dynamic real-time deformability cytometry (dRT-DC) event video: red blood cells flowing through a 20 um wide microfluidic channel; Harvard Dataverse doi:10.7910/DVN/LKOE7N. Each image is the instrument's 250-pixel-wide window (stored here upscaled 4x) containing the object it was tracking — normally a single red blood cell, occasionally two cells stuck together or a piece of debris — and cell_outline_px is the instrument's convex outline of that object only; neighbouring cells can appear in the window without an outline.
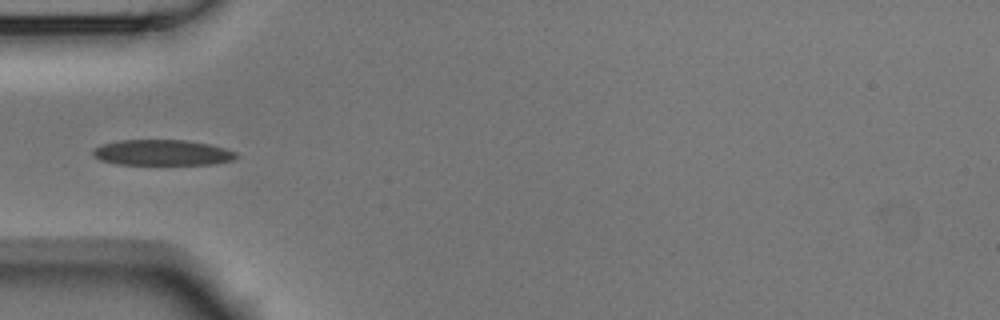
{"species": "Egyptian fruit bat (a non-hibernating species)", "species_latin": "Rousettus aegyptiacus", "temperature_condition": "room temperature", "stored_images_in_passage": 4, "camera_frame_rate_fps": 3000, "um_per_image_px": 0.085, "animal": {"sex": "male"}, "frame": {"image": 1, "passage_image": 4, "time_ms": 1.0, "image_size_px": [1000, 320], "cell_outline_px": [[236, 156], [232, 160], [216, 164], [116, 164], [100, 160], [92, 156], [92, 148], [104, 144], [120, 140], [184, 140], [208, 144], [224, 148], [236, 152]], "centroid_in_image_um": [13.75, 12.97], "position_along_channel_um": 71.3, "area_um2": 21.33}}